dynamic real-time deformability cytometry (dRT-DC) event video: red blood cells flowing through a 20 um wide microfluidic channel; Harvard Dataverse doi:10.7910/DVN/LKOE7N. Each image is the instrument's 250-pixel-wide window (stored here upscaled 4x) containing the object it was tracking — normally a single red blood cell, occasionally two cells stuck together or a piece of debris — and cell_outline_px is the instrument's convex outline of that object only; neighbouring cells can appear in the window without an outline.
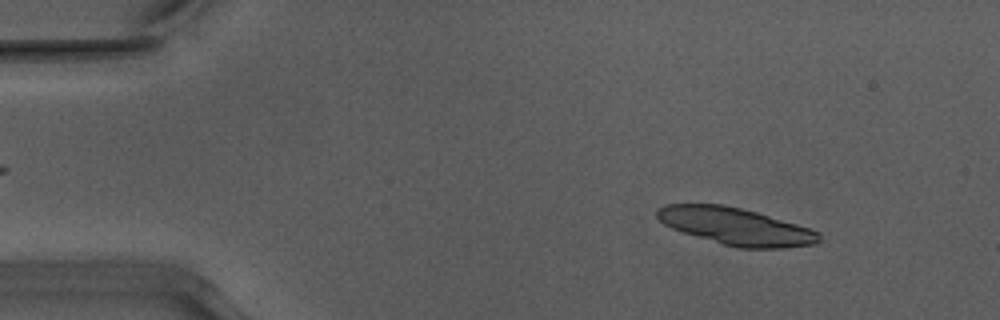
{"species": "Egyptian fruit bat (a non-hibernating species)", "species_latin": "Rousettus aegyptiacus", "temperature_condition": "warm", "stored_images_in_passage": 48, "segment_of_instrument_passage": [1, 2], "camera_frame_rate_fps": 3000, "um_per_image_px": 0.085, "animal": {"sex": "male"}, "frame": {"image": 1, "passage_image": 2, "time_ms": 0.333, "image_size_px": [1000, 320], "cell_outline_px": [[820, 240], [816, 244], [784, 248], [736, 248], [684, 232], [672, 228], [664, 224], [656, 216], [656, 208], [664, 204], [724, 204], [756, 212], [796, 224], [820, 232]], "centroid_in_image_um": [62.53, 19.24], "position_along_channel_um": 22.5, "area_um2": 34.8}}